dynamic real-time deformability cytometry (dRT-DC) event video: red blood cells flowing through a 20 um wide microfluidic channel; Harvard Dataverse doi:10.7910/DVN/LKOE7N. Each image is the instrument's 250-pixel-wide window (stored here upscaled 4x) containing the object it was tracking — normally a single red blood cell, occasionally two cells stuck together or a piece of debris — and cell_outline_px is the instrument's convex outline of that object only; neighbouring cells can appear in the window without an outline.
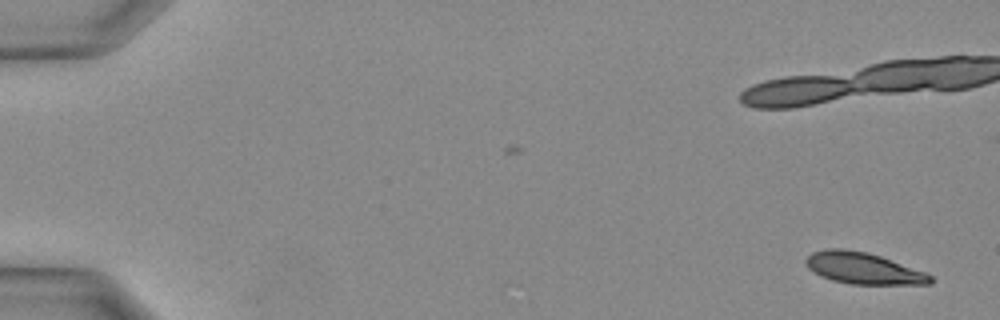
{"species": "Egyptian fruit bat (a non-hibernating species)", "species_latin": "Rousettus aegyptiacus", "temperature_condition": "warm", "stored_images_in_passage": 35, "camera_frame_rate_fps": 3000, "um_per_image_px": 0.085, "animal": {"sex": "female"}, "frame": {"image": 1, "passage_image": 1, "time_ms": 0.0, "image_size_px": [1000, 320], "cell_outline_px": [[932, 284], [852, 284], [832, 280], [820, 276], [812, 272], [808, 268], [804, 260], [812, 252], [828, 248], [844, 248], [868, 252], [880, 256], [924, 272], [932, 276]], "centroid_in_image_um": [73.32, 22.8], "position_along_channel_um": 11.7, "area_um2": 22.77}}